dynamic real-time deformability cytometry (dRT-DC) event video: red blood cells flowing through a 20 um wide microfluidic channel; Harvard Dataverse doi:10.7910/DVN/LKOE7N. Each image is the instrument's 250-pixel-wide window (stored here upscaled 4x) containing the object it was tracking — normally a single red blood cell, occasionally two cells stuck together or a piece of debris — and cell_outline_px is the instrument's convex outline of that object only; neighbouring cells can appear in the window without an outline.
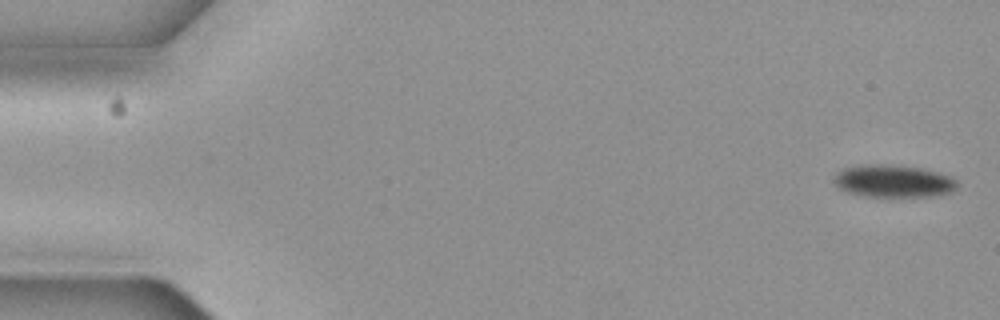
{"species": "common noctule bat (a hibernating species)", "species_latin": "Nyctalus noctula", "temperature_condition": "cold", "stored_images_in_passage": 9, "camera_frame_rate_fps": 3000, "um_per_image_px": 0.085, "animal": {"sex": "female", "body_mass_g": 19.3, "forearm_length_mm": 54.1}, "frame": {"image": 1, "passage_image": 1, "time_ms": 0.0, "image_size_px": [1000, 320], "cell_outline_px": [[956, 188], [952, 192], [932, 196], [864, 196], [848, 192], [840, 188], [832, 180], [844, 168], [864, 164], [892, 164], [920, 168], [936, 172], [948, 176], [956, 180]], "centroid_in_image_um": [75.93, 15.39], "position_along_channel_um": 9.1, "area_um2": 23.0}}
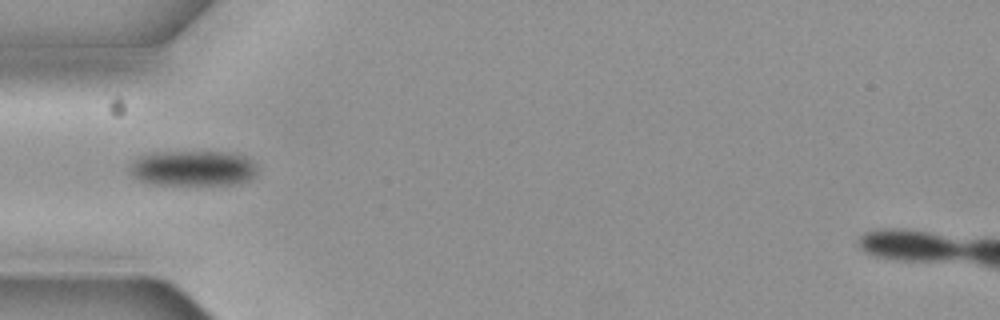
{"frame": {"image": 2, "passage_image": 6, "time_ms": 1.667, "image_size_px": [1000, 320], "cell_outline_px": [[260, 168], [256, 176], [240, 184], [152, 184], [140, 180], [132, 176], [128, 172], [128, 164], [140, 156], [152, 152], [236, 152], [248, 156]], "centroid_in_image_um": [16.45, 14.29], "position_along_channel_um": 68.5, "area_um2": 26.99}}